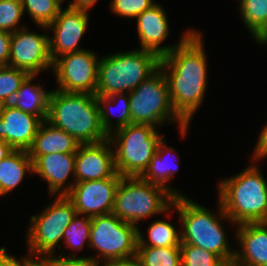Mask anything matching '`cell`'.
Instances as JSON below:
<instances>
[{"label": "cell", "mask_w": 267, "mask_h": 266, "mask_svg": "<svg viewBox=\"0 0 267 266\" xmlns=\"http://www.w3.org/2000/svg\"><path fill=\"white\" fill-rule=\"evenodd\" d=\"M201 35L193 30L161 57L159 64L168 82L173 109L188 125L207 90V55Z\"/></svg>", "instance_id": "1"}, {"label": "cell", "mask_w": 267, "mask_h": 266, "mask_svg": "<svg viewBox=\"0 0 267 266\" xmlns=\"http://www.w3.org/2000/svg\"><path fill=\"white\" fill-rule=\"evenodd\" d=\"M46 121L73 136L79 144L97 143L108 138L94 94L52 90Z\"/></svg>", "instance_id": "2"}, {"label": "cell", "mask_w": 267, "mask_h": 266, "mask_svg": "<svg viewBox=\"0 0 267 266\" xmlns=\"http://www.w3.org/2000/svg\"><path fill=\"white\" fill-rule=\"evenodd\" d=\"M189 199L187 196H178L172 204L173 209L178 211L183 229L180 231L181 244L201 247L217 255L222 261L234 260L236 251L228 246L221 220L235 223L225 214L220 201L217 215Z\"/></svg>", "instance_id": "3"}, {"label": "cell", "mask_w": 267, "mask_h": 266, "mask_svg": "<svg viewBox=\"0 0 267 266\" xmlns=\"http://www.w3.org/2000/svg\"><path fill=\"white\" fill-rule=\"evenodd\" d=\"M258 168L252 164L219 182L218 201L235 225L267 222V181Z\"/></svg>", "instance_id": "4"}, {"label": "cell", "mask_w": 267, "mask_h": 266, "mask_svg": "<svg viewBox=\"0 0 267 266\" xmlns=\"http://www.w3.org/2000/svg\"><path fill=\"white\" fill-rule=\"evenodd\" d=\"M160 59L156 53L142 49L99 58L95 95L130 93L159 68Z\"/></svg>", "instance_id": "5"}, {"label": "cell", "mask_w": 267, "mask_h": 266, "mask_svg": "<svg viewBox=\"0 0 267 266\" xmlns=\"http://www.w3.org/2000/svg\"><path fill=\"white\" fill-rule=\"evenodd\" d=\"M174 198L169 190L141 176H122L115 192L112 213L138 227V222L147 217L170 213Z\"/></svg>", "instance_id": "6"}, {"label": "cell", "mask_w": 267, "mask_h": 266, "mask_svg": "<svg viewBox=\"0 0 267 266\" xmlns=\"http://www.w3.org/2000/svg\"><path fill=\"white\" fill-rule=\"evenodd\" d=\"M131 124L161 126L178 123L181 137L189 125L176 113L171 104L168 82L159 67L151 76L129 93Z\"/></svg>", "instance_id": "7"}, {"label": "cell", "mask_w": 267, "mask_h": 266, "mask_svg": "<svg viewBox=\"0 0 267 266\" xmlns=\"http://www.w3.org/2000/svg\"><path fill=\"white\" fill-rule=\"evenodd\" d=\"M157 127L148 124H129L110 134L116 172L121 176H141L148 168L162 140Z\"/></svg>", "instance_id": "8"}, {"label": "cell", "mask_w": 267, "mask_h": 266, "mask_svg": "<svg viewBox=\"0 0 267 266\" xmlns=\"http://www.w3.org/2000/svg\"><path fill=\"white\" fill-rule=\"evenodd\" d=\"M138 227L119 219L115 214L91 217L89 247L98 251L88 258L100 265L136 257Z\"/></svg>", "instance_id": "9"}, {"label": "cell", "mask_w": 267, "mask_h": 266, "mask_svg": "<svg viewBox=\"0 0 267 266\" xmlns=\"http://www.w3.org/2000/svg\"><path fill=\"white\" fill-rule=\"evenodd\" d=\"M57 197L41 214H33L30 218L26 236L30 253L27 257L30 259L54 254L57 246L60 249L64 230L77 214L73 202L66 195Z\"/></svg>", "instance_id": "10"}, {"label": "cell", "mask_w": 267, "mask_h": 266, "mask_svg": "<svg viewBox=\"0 0 267 266\" xmlns=\"http://www.w3.org/2000/svg\"><path fill=\"white\" fill-rule=\"evenodd\" d=\"M99 59L94 52L80 50L53 62L58 88L68 93L96 94Z\"/></svg>", "instance_id": "11"}, {"label": "cell", "mask_w": 267, "mask_h": 266, "mask_svg": "<svg viewBox=\"0 0 267 266\" xmlns=\"http://www.w3.org/2000/svg\"><path fill=\"white\" fill-rule=\"evenodd\" d=\"M49 32H29L25 26L11 35L8 66L24 70L32 75L53 67L49 52Z\"/></svg>", "instance_id": "12"}, {"label": "cell", "mask_w": 267, "mask_h": 266, "mask_svg": "<svg viewBox=\"0 0 267 266\" xmlns=\"http://www.w3.org/2000/svg\"><path fill=\"white\" fill-rule=\"evenodd\" d=\"M121 177L116 173L111 178L75 183L66 196L73 202L77 214L89 217L110 214Z\"/></svg>", "instance_id": "13"}, {"label": "cell", "mask_w": 267, "mask_h": 266, "mask_svg": "<svg viewBox=\"0 0 267 266\" xmlns=\"http://www.w3.org/2000/svg\"><path fill=\"white\" fill-rule=\"evenodd\" d=\"M89 10L68 7L59 11L55 20L47 26L54 30L49 36V52L52 62L57 58L83 50L80 40L88 28Z\"/></svg>", "instance_id": "14"}, {"label": "cell", "mask_w": 267, "mask_h": 266, "mask_svg": "<svg viewBox=\"0 0 267 266\" xmlns=\"http://www.w3.org/2000/svg\"><path fill=\"white\" fill-rule=\"evenodd\" d=\"M107 138L97 143L80 144L76 151L75 183L113 177L117 172L114 164L113 146Z\"/></svg>", "instance_id": "15"}, {"label": "cell", "mask_w": 267, "mask_h": 266, "mask_svg": "<svg viewBox=\"0 0 267 266\" xmlns=\"http://www.w3.org/2000/svg\"><path fill=\"white\" fill-rule=\"evenodd\" d=\"M161 6L155 3L136 17L140 49L154 52L160 58L172 51L193 31H185L178 44L160 46L170 31L167 14Z\"/></svg>", "instance_id": "16"}, {"label": "cell", "mask_w": 267, "mask_h": 266, "mask_svg": "<svg viewBox=\"0 0 267 266\" xmlns=\"http://www.w3.org/2000/svg\"><path fill=\"white\" fill-rule=\"evenodd\" d=\"M43 121L9 104H5L0 118V139L14 150L28 151Z\"/></svg>", "instance_id": "17"}, {"label": "cell", "mask_w": 267, "mask_h": 266, "mask_svg": "<svg viewBox=\"0 0 267 266\" xmlns=\"http://www.w3.org/2000/svg\"><path fill=\"white\" fill-rule=\"evenodd\" d=\"M29 156L32 159L33 173L46 180L51 196L67 195L70 192L71 184L67 185L65 182L69 175L75 174L76 153H50ZM64 185L66 186L64 187Z\"/></svg>", "instance_id": "18"}, {"label": "cell", "mask_w": 267, "mask_h": 266, "mask_svg": "<svg viewBox=\"0 0 267 266\" xmlns=\"http://www.w3.org/2000/svg\"><path fill=\"white\" fill-rule=\"evenodd\" d=\"M236 231L235 266H267V222L241 224Z\"/></svg>", "instance_id": "19"}, {"label": "cell", "mask_w": 267, "mask_h": 266, "mask_svg": "<svg viewBox=\"0 0 267 266\" xmlns=\"http://www.w3.org/2000/svg\"><path fill=\"white\" fill-rule=\"evenodd\" d=\"M79 145L73 136L45 120L41 123L28 153L29 155L76 153Z\"/></svg>", "instance_id": "20"}, {"label": "cell", "mask_w": 267, "mask_h": 266, "mask_svg": "<svg viewBox=\"0 0 267 266\" xmlns=\"http://www.w3.org/2000/svg\"><path fill=\"white\" fill-rule=\"evenodd\" d=\"M35 77L37 75L30 74L24 80L17 93L9 102V105L27 114L38 116L42 121H45L48 115L52 90L46 91L43 86L34 84L33 79Z\"/></svg>", "instance_id": "21"}, {"label": "cell", "mask_w": 267, "mask_h": 266, "mask_svg": "<svg viewBox=\"0 0 267 266\" xmlns=\"http://www.w3.org/2000/svg\"><path fill=\"white\" fill-rule=\"evenodd\" d=\"M171 151L176 152L174 148L166 145L165 139L163 137L162 140L158 143L156 153L152 157L148 168L144 171L141 177L150 183L160 185L166 188L175 197L184 196V194L179 193L175 189H172L171 186L166 184V182L168 183V181L171 180L173 175L178 171L180 163L178 160L176 163L177 165L173 164L174 162H176L175 158L173 163L172 162L168 163L169 160H167L166 156L168 155L169 157L170 153H172ZM171 163L173 165H171Z\"/></svg>", "instance_id": "22"}, {"label": "cell", "mask_w": 267, "mask_h": 266, "mask_svg": "<svg viewBox=\"0 0 267 266\" xmlns=\"http://www.w3.org/2000/svg\"><path fill=\"white\" fill-rule=\"evenodd\" d=\"M26 172H33L28 151L13 150L0 162V197L18 186Z\"/></svg>", "instance_id": "23"}, {"label": "cell", "mask_w": 267, "mask_h": 266, "mask_svg": "<svg viewBox=\"0 0 267 266\" xmlns=\"http://www.w3.org/2000/svg\"><path fill=\"white\" fill-rule=\"evenodd\" d=\"M242 21L257 43H267V0H240Z\"/></svg>", "instance_id": "24"}, {"label": "cell", "mask_w": 267, "mask_h": 266, "mask_svg": "<svg viewBox=\"0 0 267 266\" xmlns=\"http://www.w3.org/2000/svg\"><path fill=\"white\" fill-rule=\"evenodd\" d=\"M95 97L99 106L101 124L108 136L116 130L131 124L129 93H113L109 96L95 95ZM115 102H120L121 107L119 108L120 112H118V119L114 126L111 122L112 119H110V111L112 109L111 106H113L112 104Z\"/></svg>", "instance_id": "25"}, {"label": "cell", "mask_w": 267, "mask_h": 266, "mask_svg": "<svg viewBox=\"0 0 267 266\" xmlns=\"http://www.w3.org/2000/svg\"><path fill=\"white\" fill-rule=\"evenodd\" d=\"M175 226L164 220H155L147 228L148 239L143 236L138 228L137 247H180L181 232H177Z\"/></svg>", "instance_id": "26"}, {"label": "cell", "mask_w": 267, "mask_h": 266, "mask_svg": "<svg viewBox=\"0 0 267 266\" xmlns=\"http://www.w3.org/2000/svg\"><path fill=\"white\" fill-rule=\"evenodd\" d=\"M136 258L143 266H182L180 247H137Z\"/></svg>", "instance_id": "27"}, {"label": "cell", "mask_w": 267, "mask_h": 266, "mask_svg": "<svg viewBox=\"0 0 267 266\" xmlns=\"http://www.w3.org/2000/svg\"><path fill=\"white\" fill-rule=\"evenodd\" d=\"M23 11L28 12L34 23L40 28L47 29L58 16L62 8V0H21Z\"/></svg>", "instance_id": "28"}, {"label": "cell", "mask_w": 267, "mask_h": 266, "mask_svg": "<svg viewBox=\"0 0 267 266\" xmlns=\"http://www.w3.org/2000/svg\"><path fill=\"white\" fill-rule=\"evenodd\" d=\"M81 216V218H80ZM91 217L76 214L69 226L64 230L63 240L67 249H76L80 251L90 242Z\"/></svg>", "instance_id": "29"}, {"label": "cell", "mask_w": 267, "mask_h": 266, "mask_svg": "<svg viewBox=\"0 0 267 266\" xmlns=\"http://www.w3.org/2000/svg\"><path fill=\"white\" fill-rule=\"evenodd\" d=\"M30 74L11 66H0V101L9 104Z\"/></svg>", "instance_id": "30"}, {"label": "cell", "mask_w": 267, "mask_h": 266, "mask_svg": "<svg viewBox=\"0 0 267 266\" xmlns=\"http://www.w3.org/2000/svg\"><path fill=\"white\" fill-rule=\"evenodd\" d=\"M182 266H219L223 261L215 254L201 247L181 244Z\"/></svg>", "instance_id": "31"}, {"label": "cell", "mask_w": 267, "mask_h": 266, "mask_svg": "<svg viewBox=\"0 0 267 266\" xmlns=\"http://www.w3.org/2000/svg\"><path fill=\"white\" fill-rule=\"evenodd\" d=\"M24 15L21 0H0V30L13 33Z\"/></svg>", "instance_id": "32"}, {"label": "cell", "mask_w": 267, "mask_h": 266, "mask_svg": "<svg viewBox=\"0 0 267 266\" xmlns=\"http://www.w3.org/2000/svg\"><path fill=\"white\" fill-rule=\"evenodd\" d=\"M155 3L154 0H112L110 9L120 17L136 18Z\"/></svg>", "instance_id": "33"}, {"label": "cell", "mask_w": 267, "mask_h": 266, "mask_svg": "<svg viewBox=\"0 0 267 266\" xmlns=\"http://www.w3.org/2000/svg\"><path fill=\"white\" fill-rule=\"evenodd\" d=\"M53 255L54 254L46 255L42 257L41 260L47 266H100L86 256L79 258L75 257V254L66 256V254H63V252L60 254V257H54Z\"/></svg>", "instance_id": "34"}, {"label": "cell", "mask_w": 267, "mask_h": 266, "mask_svg": "<svg viewBox=\"0 0 267 266\" xmlns=\"http://www.w3.org/2000/svg\"><path fill=\"white\" fill-rule=\"evenodd\" d=\"M11 35L12 33L0 30V66L9 64Z\"/></svg>", "instance_id": "35"}, {"label": "cell", "mask_w": 267, "mask_h": 266, "mask_svg": "<svg viewBox=\"0 0 267 266\" xmlns=\"http://www.w3.org/2000/svg\"><path fill=\"white\" fill-rule=\"evenodd\" d=\"M253 155L254 160H260L267 156V124L261 130Z\"/></svg>", "instance_id": "36"}, {"label": "cell", "mask_w": 267, "mask_h": 266, "mask_svg": "<svg viewBox=\"0 0 267 266\" xmlns=\"http://www.w3.org/2000/svg\"><path fill=\"white\" fill-rule=\"evenodd\" d=\"M29 259V257H23L22 260H18L7 253L5 247L0 248V266H26Z\"/></svg>", "instance_id": "37"}, {"label": "cell", "mask_w": 267, "mask_h": 266, "mask_svg": "<svg viewBox=\"0 0 267 266\" xmlns=\"http://www.w3.org/2000/svg\"><path fill=\"white\" fill-rule=\"evenodd\" d=\"M97 1L98 0H72V2L67 6L71 8L90 10Z\"/></svg>", "instance_id": "38"}, {"label": "cell", "mask_w": 267, "mask_h": 266, "mask_svg": "<svg viewBox=\"0 0 267 266\" xmlns=\"http://www.w3.org/2000/svg\"><path fill=\"white\" fill-rule=\"evenodd\" d=\"M103 266H143V265L136 257H134L131 259L109 262L104 264Z\"/></svg>", "instance_id": "39"}, {"label": "cell", "mask_w": 267, "mask_h": 266, "mask_svg": "<svg viewBox=\"0 0 267 266\" xmlns=\"http://www.w3.org/2000/svg\"><path fill=\"white\" fill-rule=\"evenodd\" d=\"M14 149L4 140L0 139V162L9 155Z\"/></svg>", "instance_id": "40"}, {"label": "cell", "mask_w": 267, "mask_h": 266, "mask_svg": "<svg viewBox=\"0 0 267 266\" xmlns=\"http://www.w3.org/2000/svg\"><path fill=\"white\" fill-rule=\"evenodd\" d=\"M26 266H47L41 259H29Z\"/></svg>", "instance_id": "41"}, {"label": "cell", "mask_w": 267, "mask_h": 266, "mask_svg": "<svg viewBox=\"0 0 267 266\" xmlns=\"http://www.w3.org/2000/svg\"><path fill=\"white\" fill-rule=\"evenodd\" d=\"M219 266H235L234 260L223 261Z\"/></svg>", "instance_id": "42"}, {"label": "cell", "mask_w": 267, "mask_h": 266, "mask_svg": "<svg viewBox=\"0 0 267 266\" xmlns=\"http://www.w3.org/2000/svg\"><path fill=\"white\" fill-rule=\"evenodd\" d=\"M4 105L5 104L0 101V118H1V114H2V110H3Z\"/></svg>", "instance_id": "43"}]
</instances>
